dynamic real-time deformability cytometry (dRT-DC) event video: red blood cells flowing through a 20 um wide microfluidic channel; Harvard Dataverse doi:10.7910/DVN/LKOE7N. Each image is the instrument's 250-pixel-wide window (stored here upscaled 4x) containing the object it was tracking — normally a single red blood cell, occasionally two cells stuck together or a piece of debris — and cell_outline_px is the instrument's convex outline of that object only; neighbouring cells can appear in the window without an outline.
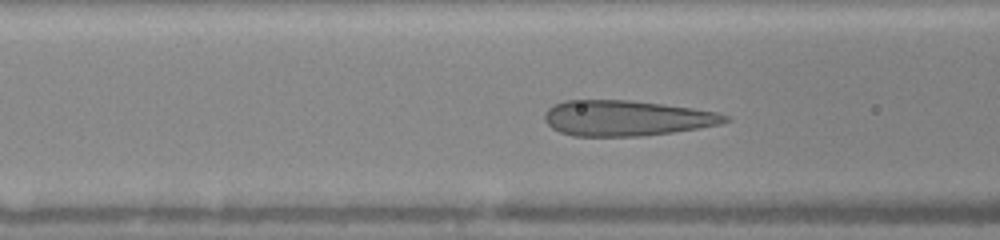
{"species": "human", "species_latin": "Homo sapiens", "temperature_condition": "warm", "stored_images_in_passage": 32, "camera_frame_rate_fps": 3000, "um_per_image_px": 0.085, "donor": {"sex": "female"}, "frame": {"image": 1, "passage_image": 6, "time_ms": 1.667, "image_size_px": [1000, 240], "cell_outline_px": [[732, 120], [720, 124], [700, 128], [644, 136], [572, 136], [560, 132], [552, 128], [544, 120], [544, 112], [548, 108], [564, 100], [628, 100], [692, 108], [716, 112], [728, 116]], "centroid_in_image_um": [53.23, 10.04], "position_along_channel_um": 113.4, "area_um2": 37.34}}
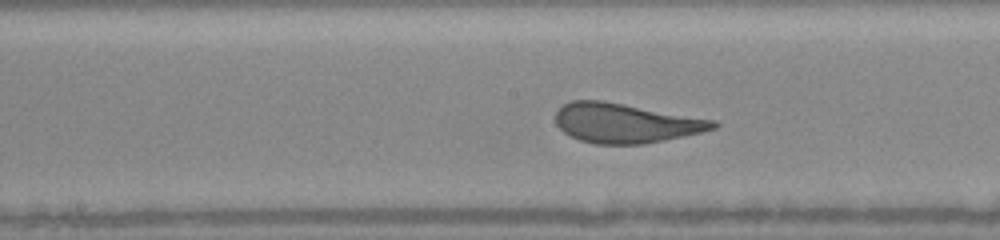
{"frame": {"image": 2, "passage_image": 13, "time_ms": 3.667, "image_size_px": [1000, 240], "cell_outline_px": [[720, 124], [716, 128], [700, 132], [664, 140], [644, 144], [596, 144], [580, 140], [564, 132], [556, 124], [556, 112], [564, 104], [572, 100], [604, 100], [716, 120]], "centroid_in_image_um": [53.18, 10.45], "position_along_channel_um": 195.0, "area_um2": 36.24}}
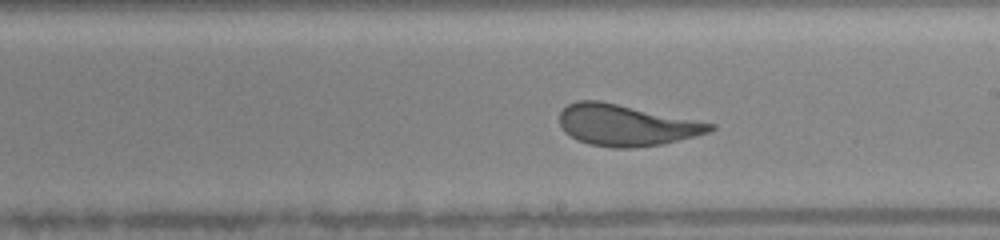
{"frame": {"image": 3, "passage_image": 18, "time_ms": 4.667, "image_size_px": [1000, 240], "cell_outline_px": [[716, 128], [708, 132], [696, 136], [664, 144], [632, 148], [612, 148], [588, 144], [576, 140], [564, 132], [560, 124], [560, 112], [568, 104], [576, 100], [600, 100], [716, 124]], "centroid_in_image_um": [53.21, 10.64], "position_along_channel_um": 235.8, "area_um2": 36.41}}